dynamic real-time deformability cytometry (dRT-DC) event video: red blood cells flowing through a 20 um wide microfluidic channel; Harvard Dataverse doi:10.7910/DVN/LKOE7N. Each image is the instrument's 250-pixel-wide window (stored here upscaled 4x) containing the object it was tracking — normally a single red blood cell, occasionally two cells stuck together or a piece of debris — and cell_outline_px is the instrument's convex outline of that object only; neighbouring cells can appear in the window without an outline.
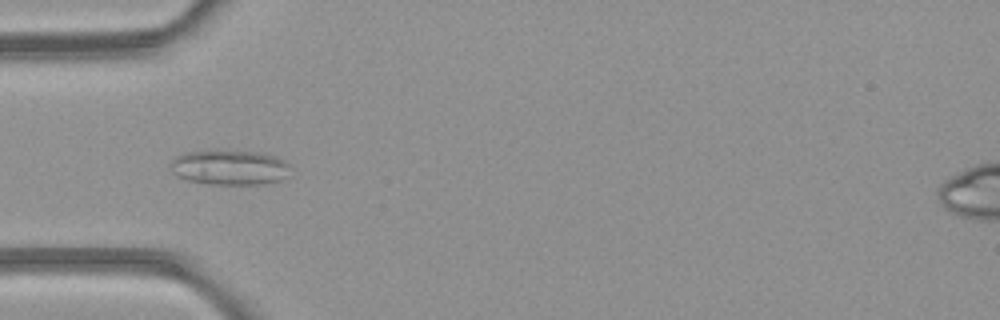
{"species": "common noctule bat (a hibernating species)", "species_latin": "Nyctalus noctula", "temperature_condition": "room temperature", "stored_images_in_passage": 5, "camera_frame_rate_fps": 3000, "um_per_image_px": 0.085, "animal": {"sex": "female", "body_mass_g": 21.9}, "frame": {"image": 1, "passage_image": 4, "time_ms": 3.667, "image_size_px": [1000, 320], "cell_outline_px": [[288, 176], [280, 180], [264, 184], [208, 184], [188, 180], [176, 176], [172, 172], [168, 164], [176, 156], [184, 152], [252, 152], [276, 156], [284, 160], [288, 164]], "centroid_in_image_um": [19.48, 14.26], "position_along_channel_um": 65.5, "area_um2": 24.04}}